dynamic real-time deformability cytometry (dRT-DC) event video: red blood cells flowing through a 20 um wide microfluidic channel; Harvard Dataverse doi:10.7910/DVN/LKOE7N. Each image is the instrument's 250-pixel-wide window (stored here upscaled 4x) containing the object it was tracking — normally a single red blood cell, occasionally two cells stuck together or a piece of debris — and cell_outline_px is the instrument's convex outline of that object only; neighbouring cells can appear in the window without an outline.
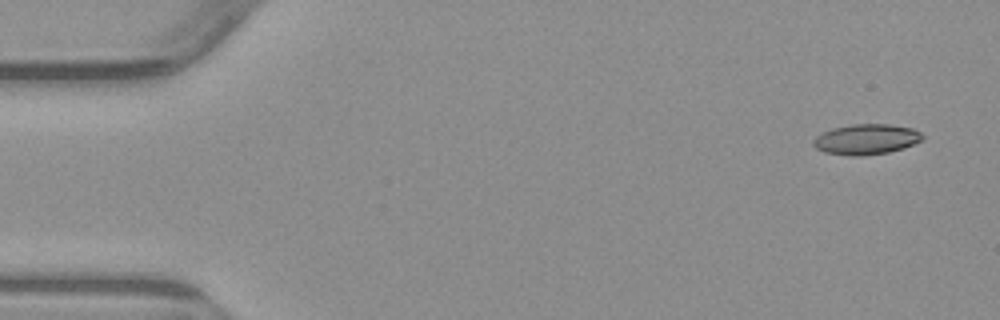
{"species": "common noctule bat (a hibernating species)", "species_latin": "Nyctalus noctula", "temperature_condition": "warm", "stored_images_in_passage": 4, "camera_frame_rate_fps": 3000, "um_per_image_px": 0.085, "animal": {"sex": "male", "body_mass_g": 23.1, "forearm_length_mm": 52.7}, "frame": {"image": 1, "passage_image": 1, "time_ms": 0.0, "image_size_px": [1000, 320], "cell_outline_px": [[924, 140], [904, 148], [888, 152], [864, 156], [852, 156], [824, 152], [816, 148], [812, 144], [812, 140], [816, 136], [832, 128], [852, 124], [888, 124], [912, 128], [920, 132], [924, 136]], "centroid_in_image_um": [73.64, 11.84], "position_along_channel_um": 11.4, "area_um2": 19.48}}
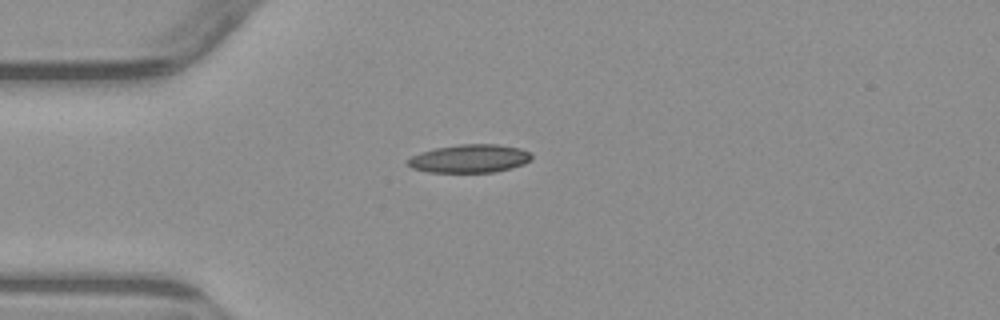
{"frame": {"image": 2, "passage_image": 4, "time_ms": 3.667, "image_size_px": [1000, 320], "cell_outline_px": [[532, 160], [524, 164], [512, 168], [496, 172], [428, 172], [412, 168], [408, 164], [408, 160], [412, 156], [420, 152], [436, 148], [460, 144], [500, 144], [520, 148], [528, 152], [532, 156]], "centroid_in_image_um": [39.95, 13.48], "position_along_channel_um": 45.0, "area_um2": 20.4}}